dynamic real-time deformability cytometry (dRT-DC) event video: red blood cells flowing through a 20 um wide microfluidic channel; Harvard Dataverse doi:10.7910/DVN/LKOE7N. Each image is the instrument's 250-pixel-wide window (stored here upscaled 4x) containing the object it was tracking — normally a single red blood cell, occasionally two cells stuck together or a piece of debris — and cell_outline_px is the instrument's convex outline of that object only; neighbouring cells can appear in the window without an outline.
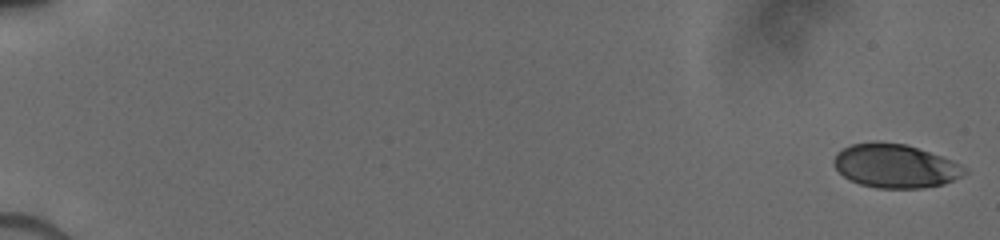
{"species": "human", "species_latin": "Homo sapiens", "temperature_condition": "cold", "stored_images_in_passage": 29, "camera_frame_rate_fps": 3000, "um_per_image_px": 0.085, "donor": {"sex": "male"}, "frame": {"image": 1, "passage_image": 1, "time_ms": 0.0, "image_size_px": [1000, 240], "cell_outline_px": [[968, 172], [944, 184], [920, 188], [876, 188], [860, 184], [844, 176], [836, 168], [836, 152], [852, 144], [904, 144], [940, 156], [960, 164], [968, 168]], "centroid_in_image_um": [76.14, 14.15], "position_along_channel_um": 8.9, "area_um2": 32.19}}
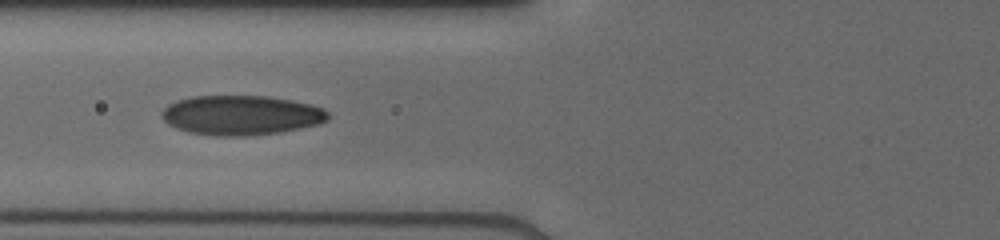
{"frame": {"image": 2, "passage_image": 21, "time_ms": 7.333, "image_size_px": [1000, 240], "cell_outline_px": [[328, 120], [320, 124], [280, 132], [244, 136], [216, 136], [188, 132], [176, 128], [168, 124], [160, 116], [160, 112], [168, 104], [192, 96], [268, 96], [292, 100], [312, 104], [324, 108], [328, 112]], "centroid_in_image_um": [20.5, 9.79], "position_along_channel_um": 105.3, "area_um2": 38.61}}
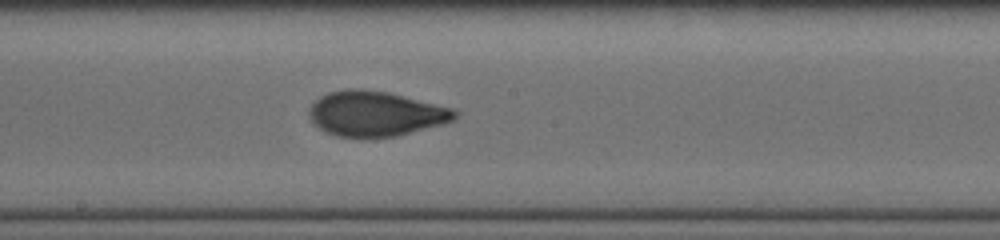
{"frame": {"image": 3, "passage_image": 29, "time_ms": 10.0, "image_size_px": [1000, 240], "cell_outline_px": [[460, 112], [452, 120], [444, 124], [396, 136], [336, 136], [324, 132], [312, 124], [308, 116], [308, 112], [312, 104], [320, 96], [328, 92], [348, 88], [356, 88], [388, 92], [452, 108]], "centroid_in_image_um": [31.88, 9.65], "position_along_channel_um": 216.3, "area_um2": 38.15}}